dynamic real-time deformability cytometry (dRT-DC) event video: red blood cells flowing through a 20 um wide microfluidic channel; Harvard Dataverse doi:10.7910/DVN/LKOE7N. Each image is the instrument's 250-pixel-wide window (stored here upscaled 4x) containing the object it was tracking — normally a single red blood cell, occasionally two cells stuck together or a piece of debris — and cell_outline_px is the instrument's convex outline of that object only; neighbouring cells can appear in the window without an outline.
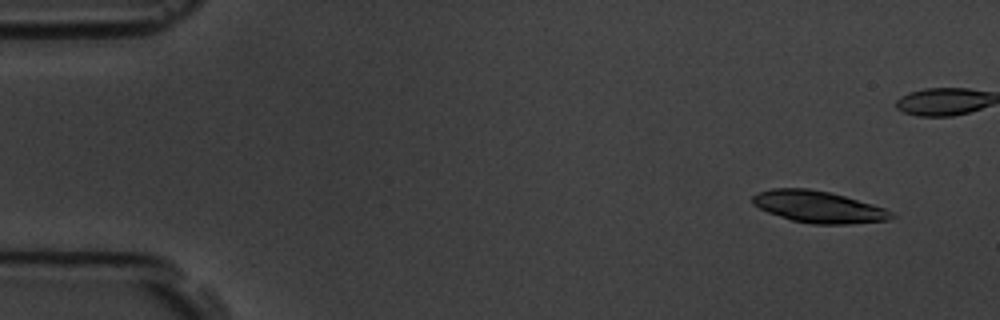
{"species": "common noctule bat (a hibernating species)", "species_latin": "Nyctalus noctula", "temperature_condition": "room temperature", "stored_images_in_passage": 6, "camera_frame_rate_fps": 3000, "um_per_image_px": 0.085, "animal": {"sex": "male", "body_mass_g": 19.5, "forearm_length_mm": 54.6}, "frame": {"image": 1, "passage_image": 1, "time_ms": 0.0, "image_size_px": [1000, 320], "cell_outline_px": [[896, 216], [888, 220], [848, 224], [812, 224], [792, 220], [768, 212], [752, 204], [752, 196], [756, 192], [772, 188], [808, 188], [828, 192], [844, 196], [872, 204], [884, 208], [892, 212]], "centroid_in_image_um": [69.55, 17.58], "position_along_channel_um": 15.5, "area_um2": 25.61}}
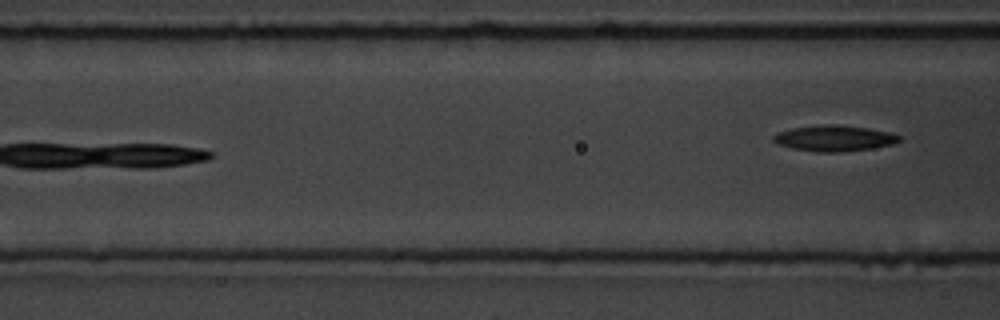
{"frame": {"image": 2, "passage_image": 6, "time_ms": 6.667, "image_size_px": [1000, 320], "cell_outline_px": [[900, 140], [892, 144], [872, 148], [840, 152], [820, 152], [792, 148], [776, 144], [772, 140], [772, 136], [776, 132], [792, 128], [824, 124], [836, 124], [868, 128], [892, 132], [900, 136]], "centroid_in_image_um": [70.88, 11.74], "position_along_channel_um": 95.7, "area_um2": 19.07}}